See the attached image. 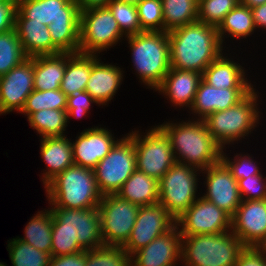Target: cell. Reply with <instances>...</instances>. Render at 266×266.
<instances>
[{
	"mask_svg": "<svg viewBox=\"0 0 266 266\" xmlns=\"http://www.w3.org/2000/svg\"><path fill=\"white\" fill-rule=\"evenodd\" d=\"M16 19L48 26L52 42L61 52H79L80 8L76 0H18Z\"/></svg>",
	"mask_w": 266,
	"mask_h": 266,
	"instance_id": "6da1fadb",
	"label": "cell"
},
{
	"mask_svg": "<svg viewBox=\"0 0 266 266\" xmlns=\"http://www.w3.org/2000/svg\"><path fill=\"white\" fill-rule=\"evenodd\" d=\"M171 68L204 70L224 51L217 28L194 22L168 32Z\"/></svg>",
	"mask_w": 266,
	"mask_h": 266,
	"instance_id": "7a4b0ae2",
	"label": "cell"
},
{
	"mask_svg": "<svg viewBox=\"0 0 266 266\" xmlns=\"http://www.w3.org/2000/svg\"><path fill=\"white\" fill-rule=\"evenodd\" d=\"M158 126L168 136L177 163L202 171L221 161L223 148L209 133L203 120L164 121Z\"/></svg>",
	"mask_w": 266,
	"mask_h": 266,
	"instance_id": "3957f363",
	"label": "cell"
},
{
	"mask_svg": "<svg viewBox=\"0 0 266 266\" xmlns=\"http://www.w3.org/2000/svg\"><path fill=\"white\" fill-rule=\"evenodd\" d=\"M126 38L135 70L133 74L141 85L154 91L171 68L168 32L143 31Z\"/></svg>",
	"mask_w": 266,
	"mask_h": 266,
	"instance_id": "277c9868",
	"label": "cell"
},
{
	"mask_svg": "<svg viewBox=\"0 0 266 266\" xmlns=\"http://www.w3.org/2000/svg\"><path fill=\"white\" fill-rule=\"evenodd\" d=\"M44 188L50 207L89 209L98 207L103 196L93 169L76 164L67 167Z\"/></svg>",
	"mask_w": 266,
	"mask_h": 266,
	"instance_id": "5b68a950",
	"label": "cell"
},
{
	"mask_svg": "<svg viewBox=\"0 0 266 266\" xmlns=\"http://www.w3.org/2000/svg\"><path fill=\"white\" fill-rule=\"evenodd\" d=\"M259 94L254 88L237 105L216 111L203 120L209 133L222 148L229 149V145L239 144L238 141L242 142L256 131L255 128H258L262 118L258 103L261 97Z\"/></svg>",
	"mask_w": 266,
	"mask_h": 266,
	"instance_id": "8992f818",
	"label": "cell"
},
{
	"mask_svg": "<svg viewBox=\"0 0 266 266\" xmlns=\"http://www.w3.org/2000/svg\"><path fill=\"white\" fill-rule=\"evenodd\" d=\"M245 248L232 231L182 236V266H235Z\"/></svg>",
	"mask_w": 266,
	"mask_h": 266,
	"instance_id": "52a82bcc",
	"label": "cell"
},
{
	"mask_svg": "<svg viewBox=\"0 0 266 266\" xmlns=\"http://www.w3.org/2000/svg\"><path fill=\"white\" fill-rule=\"evenodd\" d=\"M200 174L201 170L195 167L175 162L158 181L159 203L164 205L175 219L201 196L197 190Z\"/></svg>",
	"mask_w": 266,
	"mask_h": 266,
	"instance_id": "ba28073f",
	"label": "cell"
},
{
	"mask_svg": "<svg viewBox=\"0 0 266 266\" xmlns=\"http://www.w3.org/2000/svg\"><path fill=\"white\" fill-rule=\"evenodd\" d=\"M131 131L120 138L93 169L102 195L116 194L136 170L134 131Z\"/></svg>",
	"mask_w": 266,
	"mask_h": 266,
	"instance_id": "9c48e42d",
	"label": "cell"
},
{
	"mask_svg": "<svg viewBox=\"0 0 266 266\" xmlns=\"http://www.w3.org/2000/svg\"><path fill=\"white\" fill-rule=\"evenodd\" d=\"M79 30V52L83 54L99 55L126 38L108 7L80 10Z\"/></svg>",
	"mask_w": 266,
	"mask_h": 266,
	"instance_id": "30bf717a",
	"label": "cell"
},
{
	"mask_svg": "<svg viewBox=\"0 0 266 266\" xmlns=\"http://www.w3.org/2000/svg\"><path fill=\"white\" fill-rule=\"evenodd\" d=\"M145 133L134 130L136 169L159 181L176 162L172 146L158 125L145 130Z\"/></svg>",
	"mask_w": 266,
	"mask_h": 266,
	"instance_id": "8fae6325",
	"label": "cell"
},
{
	"mask_svg": "<svg viewBox=\"0 0 266 266\" xmlns=\"http://www.w3.org/2000/svg\"><path fill=\"white\" fill-rule=\"evenodd\" d=\"M140 206L117 194L103 195L98 206L104 245L123 246L129 239Z\"/></svg>",
	"mask_w": 266,
	"mask_h": 266,
	"instance_id": "7c38bea8",
	"label": "cell"
},
{
	"mask_svg": "<svg viewBox=\"0 0 266 266\" xmlns=\"http://www.w3.org/2000/svg\"><path fill=\"white\" fill-rule=\"evenodd\" d=\"M176 225L182 236L219 234L231 231L232 217L200 196L176 219Z\"/></svg>",
	"mask_w": 266,
	"mask_h": 266,
	"instance_id": "4fadbf2b",
	"label": "cell"
},
{
	"mask_svg": "<svg viewBox=\"0 0 266 266\" xmlns=\"http://www.w3.org/2000/svg\"><path fill=\"white\" fill-rule=\"evenodd\" d=\"M175 225L176 219L164 205L156 203L142 206L139 208L131 235L122 247L132 255L155 238L170 231Z\"/></svg>",
	"mask_w": 266,
	"mask_h": 266,
	"instance_id": "5bb4252c",
	"label": "cell"
},
{
	"mask_svg": "<svg viewBox=\"0 0 266 266\" xmlns=\"http://www.w3.org/2000/svg\"><path fill=\"white\" fill-rule=\"evenodd\" d=\"M34 90V56L0 77V115L20 113Z\"/></svg>",
	"mask_w": 266,
	"mask_h": 266,
	"instance_id": "9a60e30c",
	"label": "cell"
},
{
	"mask_svg": "<svg viewBox=\"0 0 266 266\" xmlns=\"http://www.w3.org/2000/svg\"><path fill=\"white\" fill-rule=\"evenodd\" d=\"M201 173L203 179L206 177L203 181L206 193L204 192L202 197L233 217L242 202V198L238 188V181L231 171L220 161L202 170Z\"/></svg>",
	"mask_w": 266,
	"mask_h": 266,
	"instance_id": "2e32d148",
	"label": "cell"
},
{
	"mask_svg": "<svg viewBox=\"0 0 266 266\" xmlns=\"http://www.w3.org/2000/svg\"><path fill=\"white\" fill-rule=\"evenodd\" d=\"M231 231L245 247L261 248L266 242V199L242 200Z\"/></svg>",
	"mask_w": 266,
	"mask_h": 266,
	"instance_id": "e0dca14e",
	"label": "cell"
},
{
	"mask_svg": "<svg viewBox=\"0 0 266 266\" xmlns=\"http://www.w3.org/2000/svg\"><path fill=\"white\" fill-rule=\"evenodd\" d=\"M53 224L72 226L77 231L78 244L84 250H93L103 246L101 220L98 207L89 209H66L49 207Z\"/></svg>",
	"mask_w": 266,
	"mask_h": 266,
	"instance_id": "ac0fdd59",
	"label": "cell"
},
{
	"mask_svg": "<svg viewBox=\"0 0 266 266\" xmlns=\"http://www.w3.org/2000/svg\"><path fill=\"white\" fill-rule=\"evenodd\" d=\"M75 138V141L72 139L74 164L88 169H94L119 140L112 130L99 126L86 128Z\"/></svg>",
	"mask_w": 266,
	"mask_h": 266,
	"instance_id": "d6986e66",
	"label": "cell"
},
{
	"mask_svg": "<svg viewBox=\"0 0 266 266\" xmlns=\"http://www.w3.org/2000/svg\"><path fill=\"white\" fill-rule=\"evenodd\" d=\"M182 235L175 225L131 255V266H180Z\"/></svg>",
	"mask_w": 266,
	"mask_h": 266,
	"instance_id": "ffe728a7",
	"label": "cell"
},
{
	"mask_svg": "<svg viewBox=\"0 0 266 266\" xmlns=\"http://www.w3.org/2000/svg\"><path fill=\"white\" fill-rule=\"evenodd\" d=\"M253 89L254 88H215L202 79L188 113L192 114L191 119L204 120L216 111H223L237 105Z\"/></svg>",
	"mask_w": 266,
	"mask_h": 266,
	"instance_id": "44dd1931",
	"label": "cell"
},
{
	"mask_svg": "<svg viewBox=\"0 0 266 266\" xmlns=\"http://www.w3.org/2000/svg\"><path fill=\"white\" fill-rule=\"evenodd\" d=\"M99 56L91 54V73L85 90L103 108L113 100L122 85L125 72L119 65L102 62Z\"/></svg>",
	"mask_w": 266,
	"mask_h": 266,
	"instance_id": "7402d4cb",
	"label": "cell"
},
{
	"mask_svg": "<svg viewBox=\"0 0 266 266\" xmlns=\"http://www.w3.org/2000/svg\"><path fill=\"white\" fill-rule=\"evenodd\" d=\"M202 80V74L196 71L170 68L162 83L154 90L163 95L174 108L190 110L195 94Z\"/></svg>",
	"mask_w": 266,
	"mask_h": 266,
	"instance_id": "603a6c76",
	"label": "cell"
},
{
	"mask_svg": "<svg viewBox=\"0 0 266 266\" xmlns=\"http://www.w3.org/2000/svg\"><path fill=\"white\" fill-rule=\"evenodd\" d=\"M223 52L216 58L202 73V79L215 88H254L249 81L248 70H245L238 61H234L235 56ZM227 55V56H226ZM229 56V57H228Z\"/></svg>",
	"mask_w": 266,
	"mask_h": 266,
	"instance_id": "cb8c5ba5",
	"label": "cell"
},
{
	"mask_svg": "<svg viewBox=\"0 0 266 266\" xmlns=\"http://www.w3.org/2000/svg\"><path fill=\"white\" fill-rule=\"evenodd\" d=\"M40 158L46 164L40 177L45 187L52 179L74 164L72 140L65 136L44 137L40 140Z\"/></svg>",
	"mask_w": 266,
	"mask_h": 266,
	"instance_id": "d4e9b609",
	"label": "cell"
},
{
	"mask_svg": "<svg viewBox=\"0 0 266 266\" xmlns=\"http://www.w3.org/2000/svg\"><path fill=\"white\" fill-rule=\"evenodd\" d=\"M15 28L28 57L61 53L52 42L48 26L31 19H15Z\"/></svg>",
	"mask_w": 266,
	"mask_h": 266,
	"instance_id": "484cf974",
	"label": "cell"
},
{
	"mask_svg": "<svg viewBox=\"0 0 266 266\" xmlns=\"http://www.w3.org/2000/svg\"><path fill=\"white\" fill-rule=\"evenodd\" d=\"M67 64V52L34 56V90L60 89Z\"/></svg>",
	"mask_w": 266,
	"mask_h": 266,
	"instance_id": "4316f807",
	"label": "cell"
},
{
	"mask_svg": "<svg viewBox=\"0 0 266 266\" xmlns=\"http://www.w3.org/2000/svg\"><path fill=\"white\" fill-rule=\"evenodd\" d=\"M116 194L140 207L153 205L159 203V184L156 179L136 169Z\"/></svg>",
	"mask_w": 266,
	"mask_h": 266,
	"instance_id": "83f0119b",
	"label": "cell"
},
{
	"mask_svg": "<svg viewBox=\"0 0 266 266\" xmlns=\"http://www.w3.org/2000/svg\"><path fill=\"white\" fill-rule=\"evenodd\" d=\"M256 28L253 21V14L251 8L238 4L233 8L224 18L222 23L218 26L217 31L220 41L224 47L225 38L230 37L231 39H247L254 32Z\"/></svg>",
	"mask_w": 266,
	"mask_h": 266,
	"instance_id": "f1b7e54d",
	"label": "cell"
},
{
	"mask_svg": "<svg viewBox=\"0 0 266 266\" xmlns=\"http://www.w3.org/2000/svg\"><path fill=\"white\" fill-rule=\"evenodd\" d=\"M91 73V54L67 52V64L60 90L66 95L85 91Z\"/></svg>",
	"mask_w": 266,
	"mask_h": 266,
	"instance_id": "f546056e",
	"label": "cell"
},
{
	"mask_svg": "<svg viewBox=\"0 0 266 266\" xmlns=\"http://www.w3.org/2000/svg\"><path fill=\"white\" fill-rule=\"evenodd\" d=\"M53 216L50 208L38 210L24 228L19 240L51 255Z\"/></svg>",
	"mask_w": 266,
	"mask_h": 266,
	"instance_id": "4dcf8cb0",
	"label": "cell"
},
{
	"mask_svg": "<svg viewBox=\"0 0 266 266\" xmlns=\"http://www.w3.org/2000/svg\"><path fill=\"white\" fill-rule=\"evenodd\" d=\"M163 31L198 21V2L196 0H162Z\"/></svg>",
	"mask_w": 266,
	"mask_h": 266,
	"instance_id": "1f68e13d",
	"label": "cell"
},
{
	"mask_svg": "<svg viewBox=\"0 0 266 266\" xmlns=\"http://www.w3.org/2000/svg\"><path fill=\"white\" fill-rule=\"evenodd\" d=\"M27 120L40 138L65 136L69 125L66 110L42 109L30 114Z\"/></svg>",
	"mask_w": 266,
	"mask_h": 266,
	"instance_id": "d6a6232c",
	"label": "cell"
},
{
	"mask_svg": "<svg viewBox=\"0 0 266 266\" xmlns=\"http://www.w3.org/2000/svg\"><path fill=\"white\" fill-rule=\"evenodd\" d=\"M7 251L12 266H49L51 255L17 237L8 240Z\"/></svg>",
	"mask_w": 266,
	"mask_h": 266,
	"instance_id": "836d02e7",
	"label": "cell"
},
{
	"mask_svg": "<svg viewBox=\"0 0 266 266\" xmlns=\"http://www.w3.org/2000/svg\"><path fill=\"white\" fill-rule=\"evenodd\" d=\"M27 58L16 28L0 33V77Z\"/></svg>",
	"mask_w": 266,
	"mask_h": 266,
	"instance_id": "e575fe53",
	"label": "cell"
},
{
	"mask_svg": "<svg viewBox=\"0 0 266 266\" xmlns=\"http://www.w3.org/2000/svg\"><path fill=\"white\" fill-rule=\"evenodd\" d=\"M67 96L60 90H46L33 92L27 97L21 114L29 116L30 114L44 109L66 110Z\"/></svg>",
	"mask_w": 266,
	"mask_h": 266,
	"instance_id": "d590c367",
	"label": "cell"
},
{
	"mask_svg": "<svg viewBox=\"0 0 266 266\" xmlns=\"http://www.w3.org/2000/svg\"><path fill=\"white\" fill-rule=\"evenodd\" d=\"M86 266H131V255L122 246L103 245L87 250Z\"/></svg>",
	"mask_w": 266,
	"mask_h": 266,
	"instance_id": "8d00e7d4",
	"label": "cell"
},
{
	"mask_svg": "<svg viewBox=\"0 0 266 266\" xmlns=\"http://www.w3.org/2000/svg\"><path fill=\"white\" fill-rule=\"evenodd\" d=\"M116 19L121 32L127 37L143 32L139 22L137 7L127 2L111 0L107 5Z\"/></svg>",
	"mask_w": 266,
	"mask_h": 266,
	"instance_id": "74e56055",
	"label": "cell"
},
{
	"mask_svg": "<svg viewBox=\"0 0 266 266\" xmlns=\"http://www.w3.org/2000/svg\"><path fill=\"white\" fill-rule=\"evenodd\" d=\"M239 3L240 0H201L198 2V21L218 28Z\"/></svg>",
	"mask_w": 266,
	"mask_h": 266,
	"instance_id": "f35d334b",
	"label": "cell"
},
{
	"mask_svg": "<svg viewBox=\"0 0 266 266\" xmlns=\"http://www.w3.org/2000/svg\"><path fill=\"white\" fill-rule=\"evenodd\" d=\"M77 231L72 226L52 224L51 256L74 254L84 249L78 244Z\"/></svg>",
	"mask_w": 266,
	"mask_h": 266,
	"instance_id": "ab89813d",
	"label": "cell"
},
{
	"mask_svg": "<svg viewBox=\"0 0 266 266\" xmlns=\"http://www.w3.org/2000/svg\"><path fill=\"white\" fill-rule=\"evenodd\" d=\"M226 151V148L222 149L221 161L228 167L237 181L239 179H245L248 176H255L262 173V170H260L262 168L258 166L260 163L258 164V160L255 161L256 159H254L252 154L236 152L233 158H231Z\"/></svg>",
	"mask_w": 266,
	"mask_h": 266,
	"instance_id": "60d3db41",
	"label": "cell"
},
{
	"mask_svg": "<svg viewBox=\"0 0 266 266\" xmlns=\"http://www.w3.org/2000/svg\"><path fill=\"white\" fill-rule=\"evenodd\" d=\"M136 7L143 31H163L162 0H142Z\"/></svg>",
	"mask_w": 266,
	"mask_h": 266,
	"instance_id": "b9f144b4",
	"label": "cell"
},
{
	"mask_svg": "<svg viewBox=\"0 0 266 266\" xmlns=\"http://www.w3.org/2000/svg\"><path fill=\"white\" fill-rule=\"evenodd\" d=\"M257 174L238 180V188L242 200L266 199V176Z\"/></svg>",
	"mask_w": 266,
	"mask_h": 266,
	"instance_id": "7bdbcfd3",
	"label": "cell"
},
{
	"mask_svg": "<svg viewBox=\"0 0 266 266\" xmlns=\"http://www.w3.org/2000/svg\"><path fill=\"white\" fill-rule=\"evenodd\" d=\"M93 104L100 106L86 90L67 96L66 111L68 123H70L69 121L71 118L73 119V117L77 119L84 116L87 117V113L90 112V108L93 107Z\"/></svg>",
	"mask_w": 266,
	"mask_h": 266,
	"instance_id": "ee69618b",
	"label": "cell"
},
{
	"mask_svg": "<svg viewBox=\"0 0 266 266\" xmlns=\"http://www.w3.org/2000/svg\"><path fill=\"white\" fill-rule=\"evenodd\" d=\"M17 1H0V33L15 28Z\"/></svg>",
	"mask_w": 266,
	"mask_h": 266,
	"instance_id": "f6af8a7d",
	"label": "cell"
},
{
	"mask_svg": "<svg viewBox=\"0 0 266 266\" xmlns=\"http://www.w3.org/2000/svg\"><path fill=\"white\" fill-rule=\"evenodd\" d=\"M235 266H266V252L262 248L246 247Z\"/></svg>",
	"mask_w": 266,
	"mask_h": 266,
	"instance_id": "bcb514c9",
	"label": "cell"
},
{
	"mask_svg": "<svg viewBox=\"0 0 266 266\" xmlns=\"http://www.w3.org/2000/svg\"><path fill=\"white\" fill-rule=\"evenodd\" d=\"M87 250L64 256H51L49 266H86Z\"/></svg>",
	"mask_w": 266,
	"mask_h": 266,
	"instance_id": "7dc6e473",
	"label": "cell"
},
{
	"mask_svg": "<svg viewBox=\"0 0 266 266\" xmlns=\"http://www.w3.org/2000/svg\"><path fill=\"white\" fill-rule=\"evenodd\" d=\"M253 14L254 25L259 30L261 28L262 31L266 30V3L257 7L251 8Z\"/></svg>",
	"mask_w": 266,
	"mask_h": 266,
	"instance_id": "c3c4849f",
	"label": "cell"
},
{
	"mask_svg": "<svg viewBox=\"0 0 266 266\" xmlns=\"http://www.w3.org/2000/svg\"><path fill=\"white\" fill-rule=\"evenodd\" d=\"M111 0H76L80 10H87L96 7H107Z\"/></svg>",
	"mask_w": 266,
	"mask_h": 266,
	"instance_id": "681fc988",
	"label": "cell"
},
{
	"mask_svg": "<svg viewBox=\"0 0 266 266\" xmlns=\"http://www.w3.org/2000/svg\"><path fill=\"white\" fill-rule=\"evenodd\" d=\"M265 3L266 0H240V4L249 8L257 7Z\"/></svg>",
	"mask_w": 266,
	"mask_h": 266,
	"instance_id": "f907efd6",
	"label": "cell"
},
{
	"mask_svg": "<svg viewBox=\"0 0 266 266\" xmlns=\"http://www.w3.org/2000/svg\"><path fill=\"white\" fill-rule=\"evenodd\" d=\"M117 1H122V2H127V3H130V4L137 5L142 0H117Z\"/></svg>",
	"mask_w": 266,
	"mask_h": 266,
	"instance_id": "816d5d0a",
	"label": "cell"
},
{
	"mask_svg": "<svg viewBox=\"0 0 266 266\" xmlns=\"http://www.w3.org/2000/svg\"><path fill=\"white\" fill-rule=\"evenodd\" d=\"M261 248L266 252V242L264 243V245Z\"/></svg>",
	"mask_w": 266,
	"mask_h": 266,
	"instance_id": "f5cc1de1",
	"label": "cell"
},
{
	"mask_svg": "<svg viewBox=\"0 0 266 266\" xmlns=\"http://www.w3.org/2000/svg\"><path fill=\"white\" fill-rule=\"evenodd\" d=\"M0 1H17L18 2V0H0Z\"/></svg>",
	"mask_w": 266,
	"mask_h": 266,
	"instance_id": "db71d44e",
	"label": "cell"
}]
</instances>
